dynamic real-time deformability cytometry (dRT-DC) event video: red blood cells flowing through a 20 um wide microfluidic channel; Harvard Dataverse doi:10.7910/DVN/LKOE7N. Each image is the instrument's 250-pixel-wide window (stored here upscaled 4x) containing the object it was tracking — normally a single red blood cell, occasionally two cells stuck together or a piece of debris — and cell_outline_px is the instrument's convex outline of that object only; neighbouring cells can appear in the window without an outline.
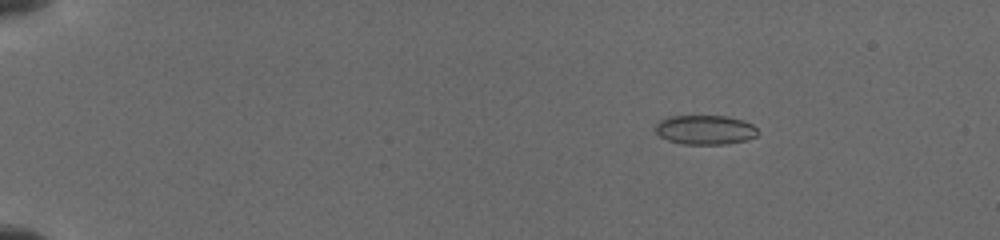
{"species": "common noctule bat (a hibernating species)", "species_latin": "Nyctalus noctula", "temperature_condition": "cold", "stored_images_in_passage": 28, "camera_frame_rate_fps": 3000, "um_per_image_px": 0.085, "animal": {"sex": "female", "body_mass_g": 19.5, "forearm_length_mm": 54.1}, "frame": {"image": 1, "passage_image": 4, "time_ms": 2.667, "image_size_px": [1000, 240], "cell_outline_px": [[760, 132], [756, 136], [744, 140], [724, 144], [680, 144], [668, 140], [660, 136], [656, 132], [656, 124], [660, 120], [668, 116], [728, 116], [744, 120], [752, 124]], "centroid_in_image_um": [59.94, 11.03], "position_along_channel_um": 25.1, "area_um2": 17.57}}
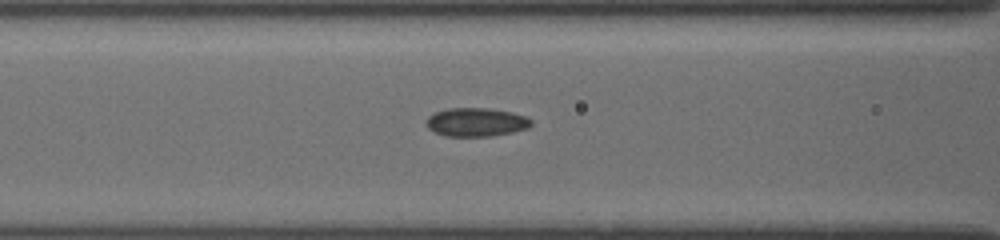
{"frame": {"image": 2, "passage_image": 18, "time_ms": 8.0, "image_size_px": [1000, 240], "cell_outline_px": [[532, 124], [528, 128], [512, 132], [492, 136], [444, 136], [428, 128], [428, 116], [436, 112], [448, 108], [488, 108], [512, 112], [528, 116], [532, 120]], "centroid_in_image_um": [40.53, 10.38], "position_along_channel_um": 126.1, "area_um2": 17.46}}
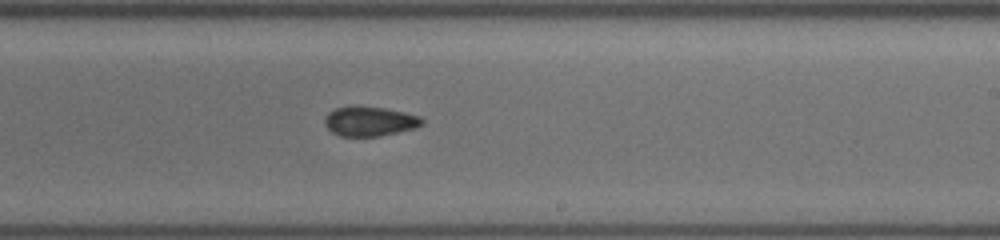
{"frame": {"image": 3, "passage_image": 28, "time_ms": 11.333, "image_size_px": [1000, 240], "cell_outline_px": [[424, 124], [416, 128], [380, 136], [340, 136], [332, 132], [324, 124], [324, 120], [328, 112], [336, 108], [384, 108], [404, 112], [420, 116], [424, 120]], "centroid_in_image_um": [31.46, 10.34], "position_along_channel_um": 257.5, "area_um2": 16.42}}